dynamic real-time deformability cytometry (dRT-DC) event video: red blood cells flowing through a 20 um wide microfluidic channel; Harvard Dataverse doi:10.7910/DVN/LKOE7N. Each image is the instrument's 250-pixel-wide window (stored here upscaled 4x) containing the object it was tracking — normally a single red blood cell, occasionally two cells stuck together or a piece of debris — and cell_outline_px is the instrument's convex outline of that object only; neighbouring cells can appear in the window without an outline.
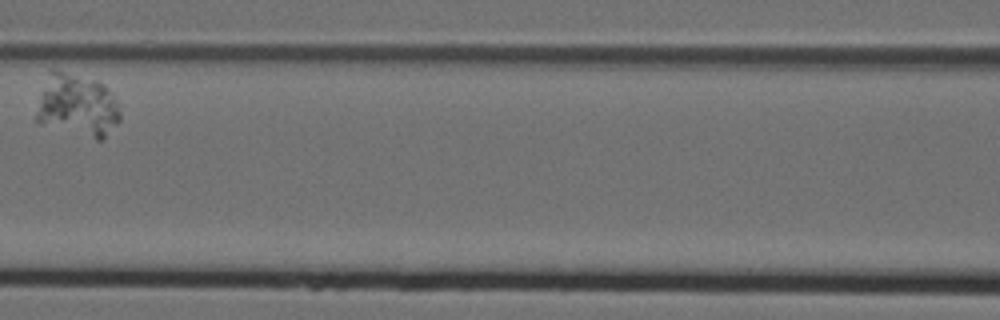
{"species": "Egyptian fruit bat (a non-hibernating species)", "species_latin": "Rousettus aegyptiacus", "temperature_condition": "cold", "stored_images_in_passage": 9, "camera_frame_rate_fps": 3000, "um_per_image_px": 0.085, "animal": {"sex": "female"}, "frame": {"image": 1, "passage_image": 4, "time_ms": 1.0, "image_size_px": [1000, 320], "cell_outline_px": [[120, 120], [104, 140], [96, 140], [36, 124], [36, 116], [52, 68], [96, 80], [104, 84], [112, 92], [120, 112]], "centroid_in_image_um": [6.63, 9.02], "position_along_channel_um": 160.0, "area_um2": 30.46}}
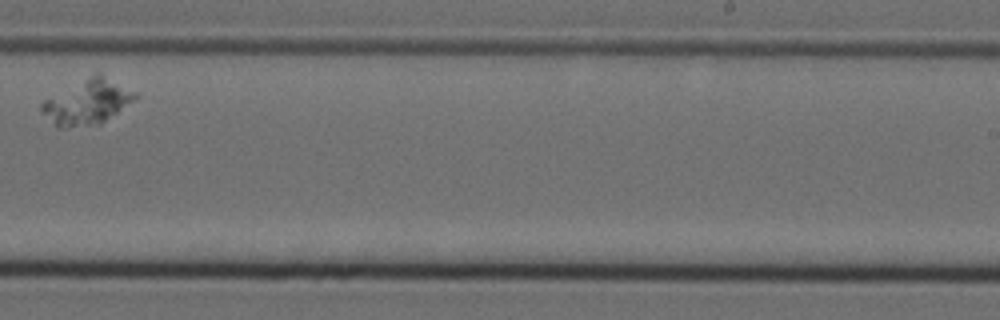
{"frame": {"image": 2, "passage_image": 7, "time_ms": 2.0, "image_size_px": [1000, 320], "cell_outline_px": [[140, 96], [100, 124], [68, 128], [56, 128], [52, 124], [40, 108], [40, 104], [44, 100], [100, 72], [136, 92]], "centroid_in_image_um": [7.45, 8.71], "position_along_channel_um": 281.5, "area_um2": 23.93}}
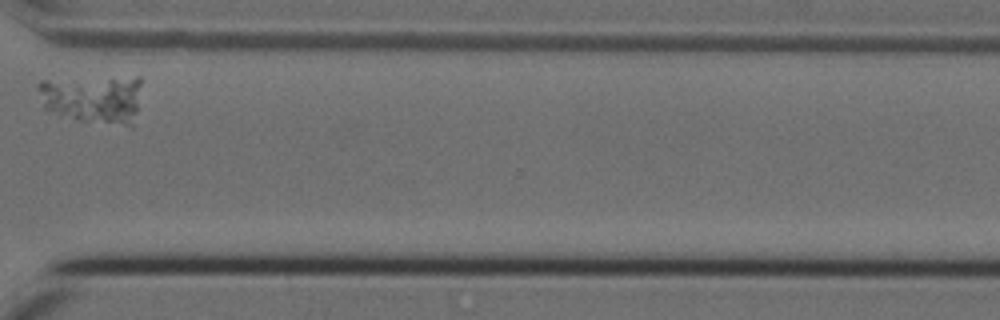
{"frame": {"image": 3, "passage_image": 9, "time_ms": 2.667, "image_size_px": [1000, 320], "cell_outline_px": [[140, 84], [136, 112], [132, 128], [76, 120], [60, 116], [44, 108], [36, 88], [36, 84], [40, 80], [136, 76], [140, 76]], "centroid_in_image_um": [7.88, 8.42], "position_along_channel_um": 362.7, "area_um2": 30.06}}